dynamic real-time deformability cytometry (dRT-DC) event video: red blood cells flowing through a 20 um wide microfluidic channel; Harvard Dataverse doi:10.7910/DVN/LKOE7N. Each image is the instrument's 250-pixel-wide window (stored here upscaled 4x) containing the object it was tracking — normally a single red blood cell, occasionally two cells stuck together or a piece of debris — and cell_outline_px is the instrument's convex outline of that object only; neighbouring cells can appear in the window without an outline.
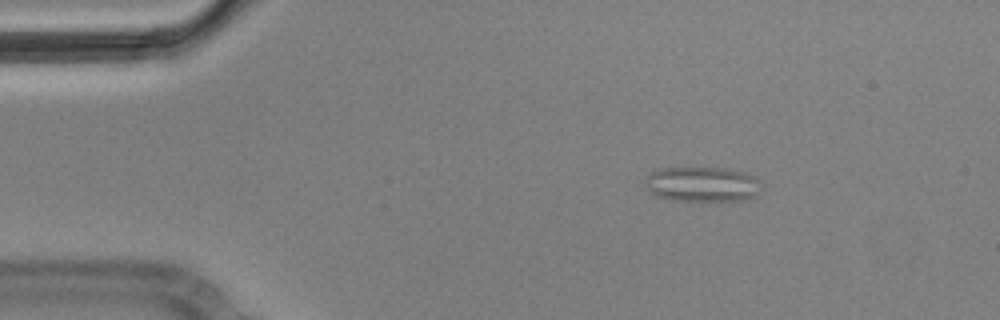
{"species": "Egyptian fruit bat (a non-hibernating species)", "species_latin": "Rousettus aegyptiacus", "temperature_condition": "cold", "stored_images_in_passage": 4, "camera_frame_rate_fps": 3000, "um_per_image_px": 0.085, "animal": {"sex": "male"}, "frame": {"image": 1, "passage_image": 3, "time_ms": 0.667, "image_size_px": [1000, 320], "cell_outline_px": [[764, 188], [756, 196], [744, 200], [668, 200], [656, 196], [648, 188], [644, 180], [652, 172], [660, 168], [724, 168], [748, 172], [756, 176], [760, 180]], "centroid_in_image_um": [59.78, 15.65], "position_along_channel_um": 25.2, "area_um2": 23.99}}